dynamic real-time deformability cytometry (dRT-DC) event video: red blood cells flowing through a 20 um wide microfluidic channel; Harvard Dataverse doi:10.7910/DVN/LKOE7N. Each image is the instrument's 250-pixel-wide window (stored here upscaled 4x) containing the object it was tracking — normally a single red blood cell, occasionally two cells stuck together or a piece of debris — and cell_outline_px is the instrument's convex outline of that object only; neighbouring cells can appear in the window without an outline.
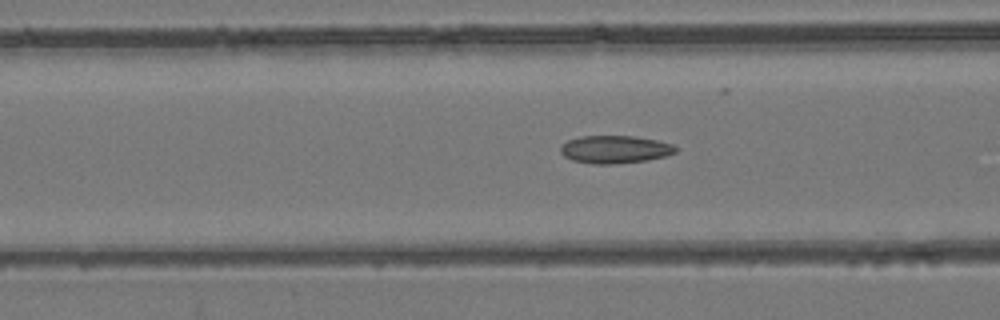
{"species": "common noctule bat (a hibernating species)", "species_latin": "Nyctalus noctula", "temperature_condition": "room temperature", "stored_images_in_passage": 37, "camera_frame_rate_fps": 3000, "um_per_image_px": 0.085, "animal": {"sex": "female", "body_mass_g": 24.6, "forearm_length_mm": 56.2}, "frame": {"image": 1, "passage_image": 4, "time_ms": 1.0, "image_size_px": [1000, 320], "cell_outline_px": [[680, 148], [676, 152], [664, 156], [648, 160], [612, 164], [592, 164], [572, 160], [564, 156], [560, 152], [560, 148], [568, 140], [580, 136], [632, 136], [656, 140], [672, 144]], "centroid_in_image_um": [52.28, 12.7], "position_along_channel_um": 114.3, "area_um2": 18.61}}
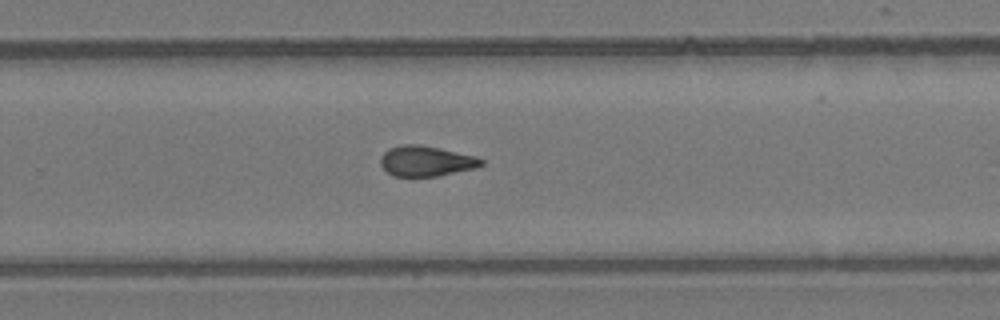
{"frame": {"image": 2, "passage_image": 18, "time_ms": 5.667, "image_size_px": [1000, 320], "cell_outline_px": [[484, 164], [476, 168], [436, 176], [392, 176], [380, 164], [380, 156], [388, 148], [400, 144], [420, 144], [476, 156], [484, 160]], "centroid_in_image_um": [36.2, 13.68], "position_along_channel_um": 293.6, "area_um2": 17.92}}
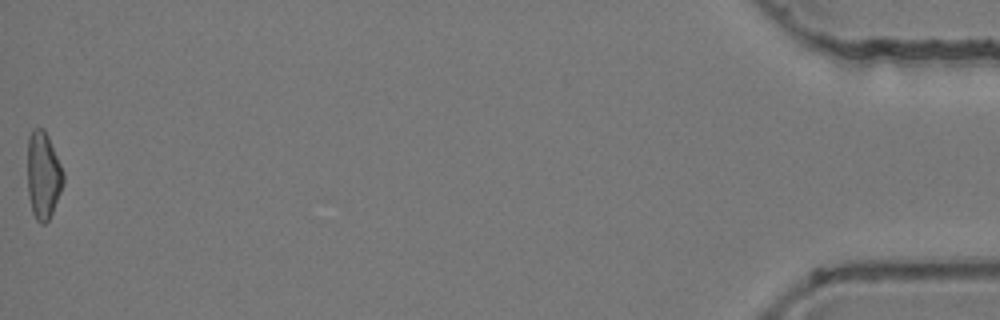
{"frame": {"image": 3, "passage_image": 37, "time_ms": 12.0, "image_size_px": [1000, 320], "cell_outline_px": [[64, 180], [60, 192], [52, 212], [48, 220], [44, 224], [40, 224], [36, 220], [32, 212], [28, 196], [28, 136], [32, 128], [44, 128], [48, 136], [64, 172]], "centroid_in_image_um": [3.66, 14.89], "position_along_channel_um": 431.5, "area_um2": 18.21}}